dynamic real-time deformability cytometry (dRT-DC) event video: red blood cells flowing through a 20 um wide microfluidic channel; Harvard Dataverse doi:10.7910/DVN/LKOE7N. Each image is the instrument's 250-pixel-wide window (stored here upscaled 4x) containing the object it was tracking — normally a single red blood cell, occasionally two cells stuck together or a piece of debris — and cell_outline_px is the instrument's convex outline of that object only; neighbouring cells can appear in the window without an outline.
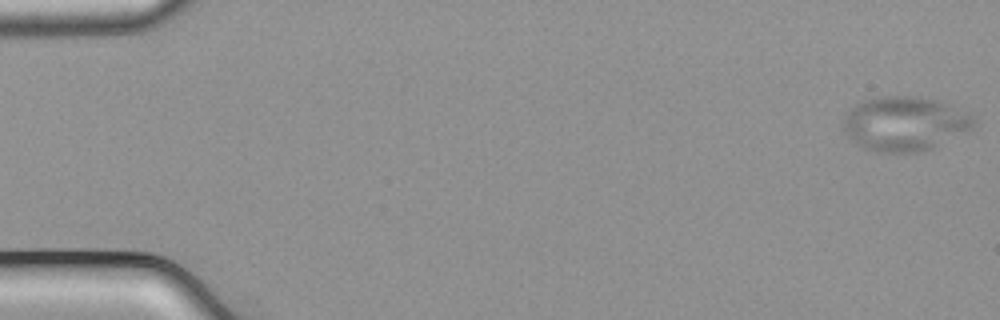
{"species": "common noctule bat (a hibernating species)", "species_latin": "Nyctalus noctula", "temperature_condition": "cold", "stored_images_in_passage": 54, "camera_frame_rate_fps": 3000, "um_per_image_px": 0.085, "animal": {"sex": "male", "body_mass_g": 21.5, "forearm_length_mm": 52.0}, "frame": {"image": 1, "passage_image": 1, "time_ms": 0.0, "image_size_px": [1000, 320], "cell_outline_px": [[976, 124], [972, 128], [932, 148], [916, 152], [876, 152], [860, 148], [844, 132], [840, 124], [844, 116], [856, 104], [864, 100], [880, 96], [916, 96], [932, 100], [972, 112], [976, 120]], "centroid_in_image_um": [76.87, 10.52], "position_along_channel_um": 8.1, "area_um2": 41.5}}
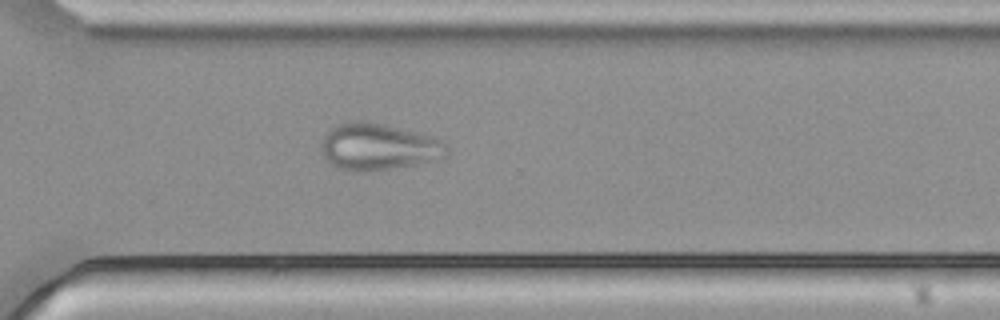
{"frame": {"image": 2, "passage_image": 39, "time_ms": 12.667, "image_size_px": [1000, 320], "cell_outline_px": [[448, 152], [444, 156], [420, 164], [396, 168], [348, 172], [336, 168], [328, 164], [320, 152], [320, 144], [324, 132], [336, 124], [348, 120], [364, 120], [436, 136], [444, 140], [448, 148]], "centroid_in_image_um": [32.1, 12.47], "position_along_channel_um": 338.5, "area_um2": 35.14}}
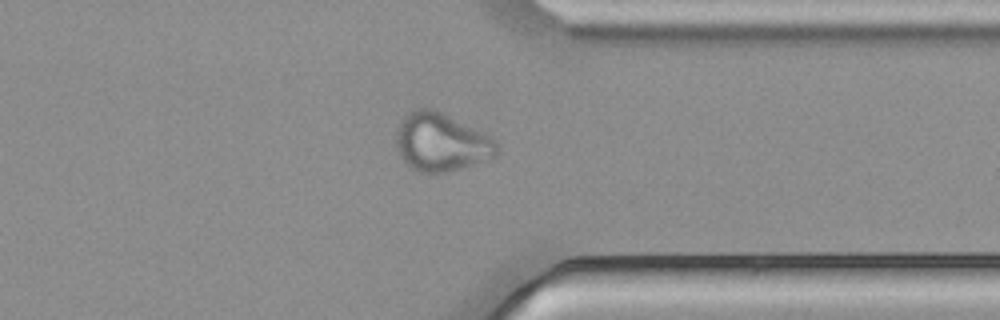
{"frame": {"image": 3, "passage_image": 42, "time_ms": 13.667, "image_size_px": [1000, 320], "cell_outline_px": [[500, 148], [496, 156], [448, 172], [420, 172], [412, 168], [400, 156], [396, 144], [396, 132], [404, 116], [412, 108], [432, 108], [492, 136], [500, 144]], "centroid_in_image_um": [37.52, 12.07], "position_along_channel_um": 373.9, "area_um2": 34.04}}